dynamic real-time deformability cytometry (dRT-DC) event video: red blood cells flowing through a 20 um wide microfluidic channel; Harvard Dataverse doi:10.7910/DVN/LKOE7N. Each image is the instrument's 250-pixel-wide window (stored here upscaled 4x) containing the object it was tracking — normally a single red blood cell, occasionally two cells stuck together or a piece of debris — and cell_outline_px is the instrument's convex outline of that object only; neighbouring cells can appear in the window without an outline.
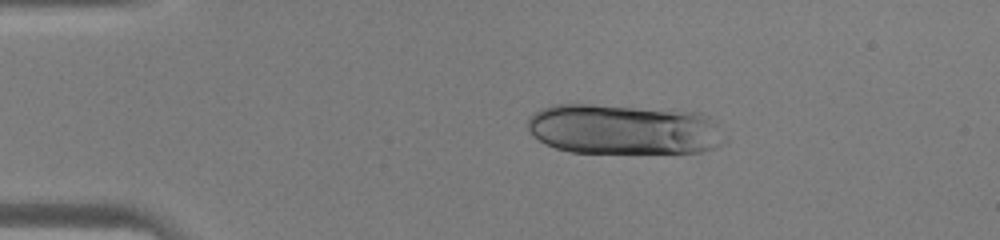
{"species": "human", "species_latin": "Homo sapiens", "temperature_condition": "warm", "stored_images_in_passage": 39, "camera_frame_rate_fps": 3000, "um_per_image_px": 0.085, "donor": {"sex": "male"}, "frame": {"image": 1, "passage_image": 4, "time_ms": 1.0, "image_size_px": [1000, 240], "cell_outline_px": [[728, 140], [724, 144], [716, 148], [704, 152], [568, 152], [556, 148], [532, 136], [528, 132], [528, 116], [540, 108], [552, 104], [592, 104], [700, 112], [716, 120], [728, 136]], "centroid_in_image_um": [53.09, 10.99], "position_along_channel_um": 31.9, "area_um2": 58.67}}
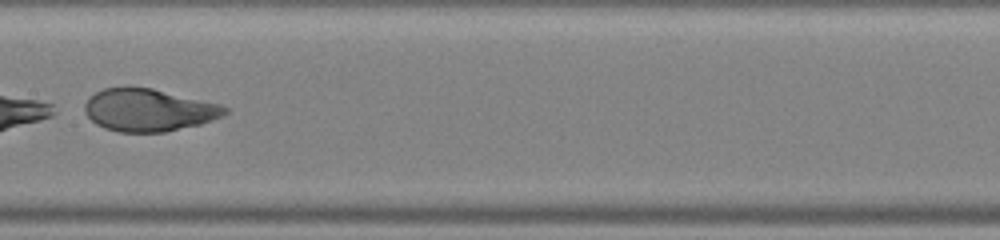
{"frame": {"image": 2, "passage_image": 19, "time_ms": 6.0, "image_size_px": [1000, 240], "cell_outline_px": [[228, 112], [212, 120], [200, 124], [164, 132], [120, 132], [104, 128], [96, 124], [84, 112], [84, 104], [88, 96], [104, 88], [152, 88], [220, 104], [228, 108]], "centroid_in_image_um": [12.61, 9.36], "position_along_channel_um": 194.8, "area_um2": 34.45}}
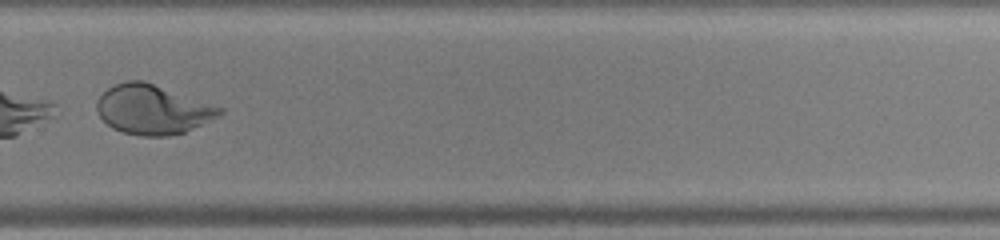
{"frame": {"image": 3, "passage_image": 27, "time_ms": 8.667, "image_size_px": [1000, 240], "cell_outline_px": [[224, 112], [220, 116], [184, 132], [168, 136], [140, 136], [124, 132], [112, 128], [96, 112], [96, 100], [108, 88], [116, 84], [128, 80], [144, 80], [224, 108]], "centroid_in_image_um": [12.98, 9.3], "position_along_channel_um": 316.8, "area_um2": 35.37}}